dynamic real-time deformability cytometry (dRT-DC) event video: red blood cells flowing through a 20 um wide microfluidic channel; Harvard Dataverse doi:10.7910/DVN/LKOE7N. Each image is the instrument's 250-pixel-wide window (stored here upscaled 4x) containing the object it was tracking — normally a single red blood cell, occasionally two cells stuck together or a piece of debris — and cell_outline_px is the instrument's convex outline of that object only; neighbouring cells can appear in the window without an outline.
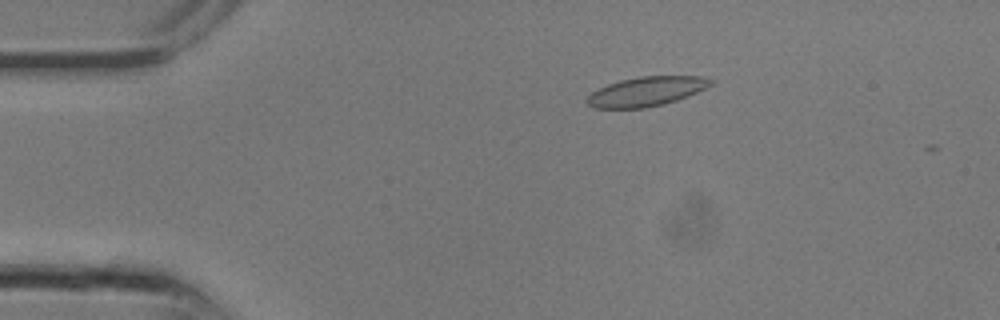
{"species": "common noctule bat (a hibernating species)", "species_latin": "Nyctalus noctula", "temperature_condition": "room temperature", "stored_images_in_passage": 9, "camera_frame_rate_fps": 3000, "um_per_image_px": 0.085, "animal": {"sex": "male", "body_mass_g": 13.3}, "frame": {"image": 1, "passage_image": 5, "time_ms": 1.333, "image_size_px": [1000, 320], "cell_outline_px": [[716, 80], [712, 84], [688, 96], [664, 104], [644, 108], [596, 108], [588, 104], [588, 96], [592, 92], [608, 84], [620, 80], [640, 76], [700, 76]], "centroid_in_image_um": [54.97, 7.76], "position_along_channel_um": 30.0, "area_um2": 20.98}}